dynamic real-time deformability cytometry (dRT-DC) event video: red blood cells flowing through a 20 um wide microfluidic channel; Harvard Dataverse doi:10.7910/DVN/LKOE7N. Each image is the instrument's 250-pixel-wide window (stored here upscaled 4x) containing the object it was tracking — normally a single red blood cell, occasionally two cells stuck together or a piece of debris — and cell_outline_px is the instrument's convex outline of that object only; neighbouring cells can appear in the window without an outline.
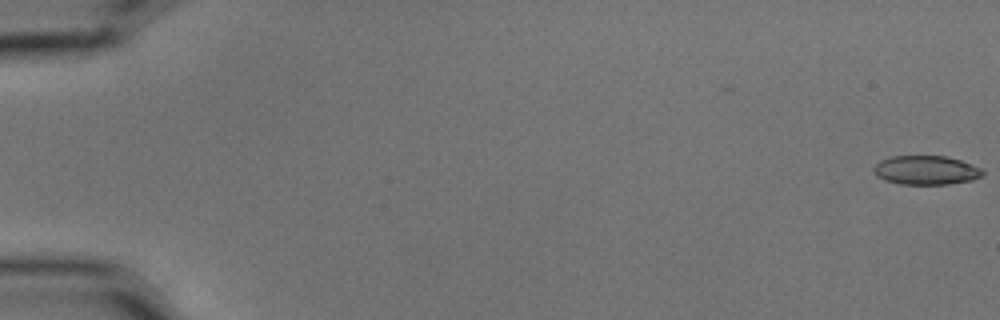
{"species": "common noctule bat (a hibernating species)", "species_latin": "Nyctalus noctula", "temperature_condition": "cold", "stored_images_in_passage": 57, "camera_frame_rate_fps": 3000, "um_per_image_px": 0.085, "animal": {"sex": "male", "body_mass_g": 15.6}, "frame": {"image": 1, "passage_image": 1, "time_ms": 0.0, "image_size_px": [1000, 320], "cell_outline_px": [[984, 176], [972, 180], [948, 184], [900, 184], [884, 180], [876, 176], [872, 172], [872, 168], [880, 160], [888, 156], [944, 156], [960, 160], [984, 168]], "centroid_in_image_um": [78.71, 14.46], "position_along_channel_um": 6.3, "area_um2": 18.73}}
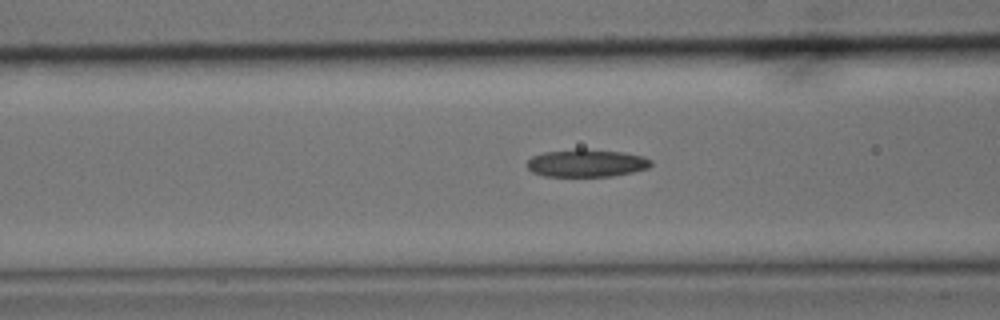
{"frame": {"image": 2, "passage_image": 24, "time_ms": 7.667, "image_size_px": [1000, 320], "cell_outline_px": [[652, 164], [648, 168], [632, 172], [612, 176], [544, 176], [532, 172], [528, 168], [528, 160], [532, 156], [544, 152], [576, 148], [584, 148], [624, 152], [644, 156], [652, 160]], "centroid_in_image_um": [49.87, 13.85], "position_along_channel_um": 116.7, "area_um2": 20.17}}
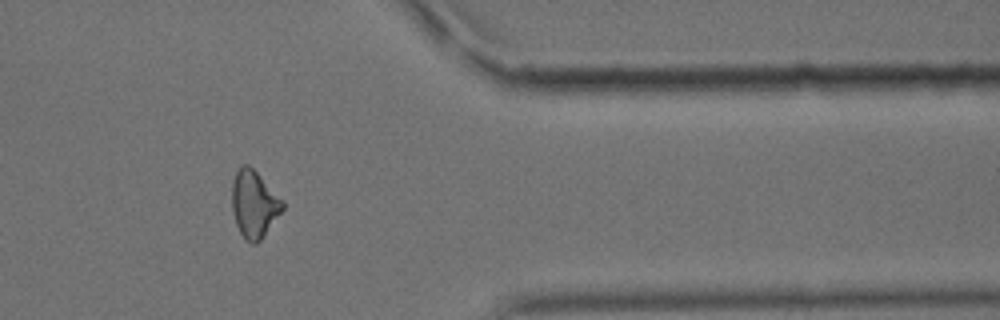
{"frame": {"image": 3, "passage_image": 48, "time_ms": 15.667, "image_size_px": [1000, 320], "cell_outline_px": [[284, 208], [260, 240], [256, 244], [252, 244], [244, 240], [236, 224], [232, 212], [232, 184], [236, 172], [244, 164], [248, 164], [284, 200]], "centroid_in_image_um": [21.59, 17.37], "position_along_channel_um": 389.8, "area_um2": 19.65}, "authors_computed_cell_mechanics": {"area_um2": 19.7098, "velocity_mm_per_s": 3.5868, "shape_relaxation_time_tau1_ms": null, "shape_relaxation_time_tau2_ms": 4.7376, "deformation_change_tau1": null, "deformation_change_tau2": 0.13}}